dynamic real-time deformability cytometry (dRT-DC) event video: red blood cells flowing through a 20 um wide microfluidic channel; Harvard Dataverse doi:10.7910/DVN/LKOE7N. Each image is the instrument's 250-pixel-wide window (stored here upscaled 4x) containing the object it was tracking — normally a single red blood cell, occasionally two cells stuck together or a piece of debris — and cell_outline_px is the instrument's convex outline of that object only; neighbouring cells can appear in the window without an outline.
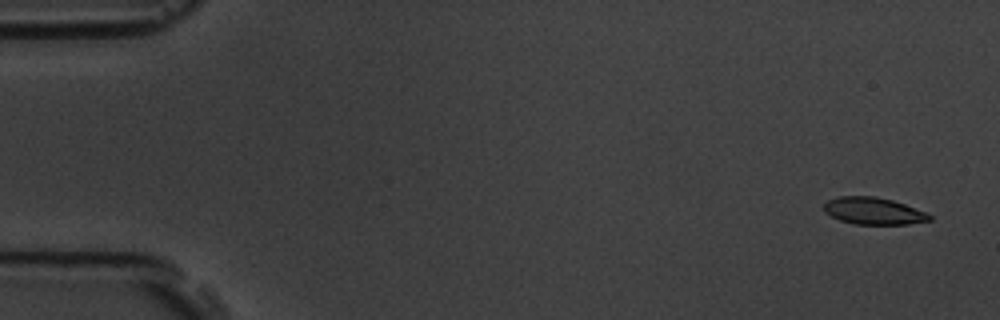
{"species": "common noctule bat (a hibernating species)", "species_latin": "Nyctalus noctula", "temperature_condition": "room temperature", "stored_images_in_passage": 5, "camera_frame_rate_fps": 3000, "um_per_image_px": 0.085, "animal": {"sex": "male", "body_mass_g": 19.5, "forearm_length_mm": 54.6}, "frame": {"image": 1, "passage_image": 1, "time_ms": 0.0, "image_size_px": [1000, 320], "cell_outline_px": [[932, 220], [908, 224], [852, 224], [840, 220], [824, 212], [824, 204], [828, 200], [840, 196], [876, 196], [892, 200], [904, 204], [924, 212], [932, 216]], "centroid_in_image_um": [74.23, 17.93], "position_along_channel_um": 10.8, "area_um2": 16.53}}
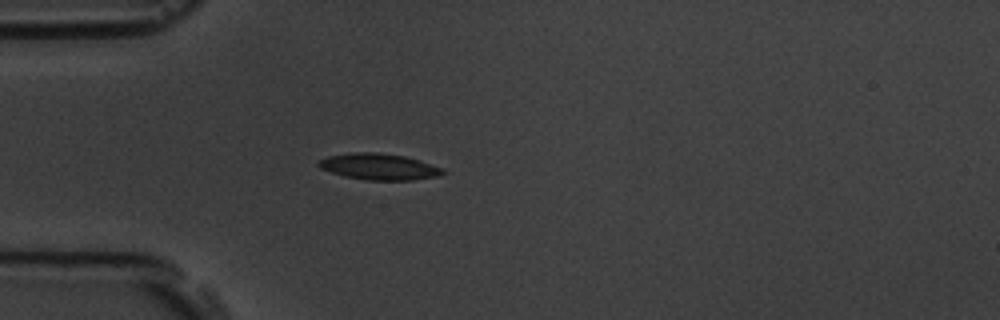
{"frame": {"image": 2, "passage_image": 5, "time_ms": 4.667, "image_size_px": [1000, 320], "cell_outline_px": [[448, 172], [440, 176], [412, 180], [368, 180], [344, 176], [320, 168], [316, 164], [320, 160], [328, 156], [356, 152], [376, 152], [404, 156], [444, 168]], "centroid_in_image_um": [32.26, 14.17], "position_along_channel_um": 52.7, "area_um2": 18.96}}